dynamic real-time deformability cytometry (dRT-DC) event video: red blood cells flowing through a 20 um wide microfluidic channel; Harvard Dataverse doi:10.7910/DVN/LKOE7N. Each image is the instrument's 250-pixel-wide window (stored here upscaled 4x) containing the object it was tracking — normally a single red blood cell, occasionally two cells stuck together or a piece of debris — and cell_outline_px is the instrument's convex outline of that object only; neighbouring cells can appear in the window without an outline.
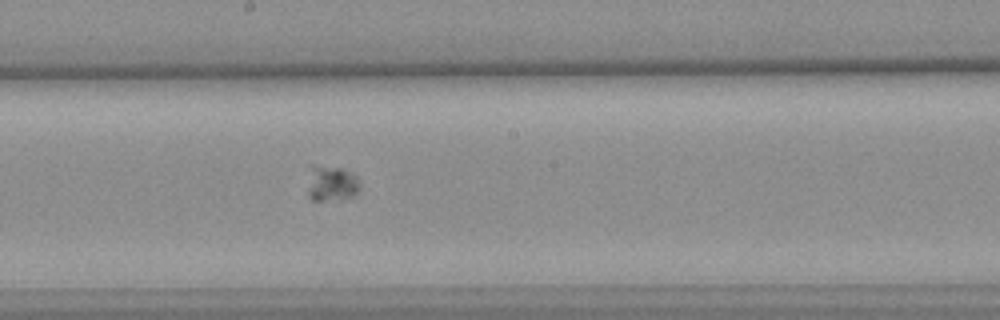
{"species": "common noctule bat (a hibernating species)", "species_latin": "Nyctalus noctula", "temperature_condition": "warm", "stored_images_in_passage": 44, "camera_frame_rate_fps": 3000, "um_per_image_px": 0.085, "animal": {"sex": "female", "body_mass_g": 25.1}, "frame": {"image": 1, "passage_image": 27, "time_ms": 8.667, "image_size_px": [1000, 320], "cell_outline_px": [[360, 188], [356, 196], [324, 200], [312, 200], [308, 196], [308, 188], [312, 168], [340, 168], [356, 176]], "centroid_in_image_um": [28.22, 15.66], "position_along_channel_um": 220.0, "area_um2": 10.12}}
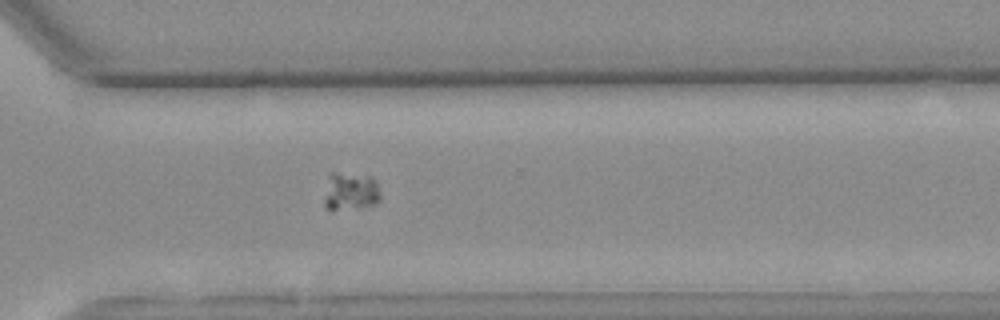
{"frame": {"image": 2, "passage_image": 37, "time_ms": 12.0, "image_size_px": [1000, 320], "cell_outline_px": [[380, 200], [376, 204], [336, 208], [328, 208], [324, 204], [324, 200], [328, 176], [332, 172], [336, 172], [368, 176], [376, 180], [380, 196]], "centroid_in_image_um": [29.8, 16.21], "position_along_channel_um": 340.8, "area_um2": 11.96}}
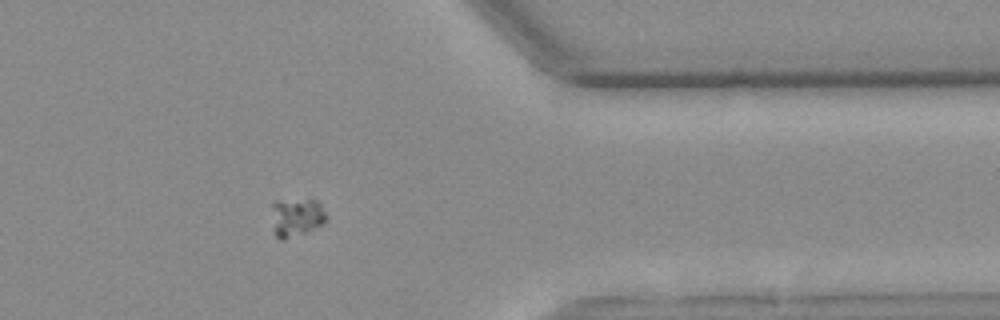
{"frame": {"image": 3, "passage_image": 42, "time_ms": 13.667, "image_size_px": [1000, 320], "cell_outline_px": [[324, 224], [304, 232], [280, 240], [276, 236], [272, 204], [272, 200], [308, 196], [312, 196], [320, 204], [324, 212]], "centroid_in_image_um": [25.2, 18.34], "position_along_channel_um": 386.2, "area_um2": 12.37}}